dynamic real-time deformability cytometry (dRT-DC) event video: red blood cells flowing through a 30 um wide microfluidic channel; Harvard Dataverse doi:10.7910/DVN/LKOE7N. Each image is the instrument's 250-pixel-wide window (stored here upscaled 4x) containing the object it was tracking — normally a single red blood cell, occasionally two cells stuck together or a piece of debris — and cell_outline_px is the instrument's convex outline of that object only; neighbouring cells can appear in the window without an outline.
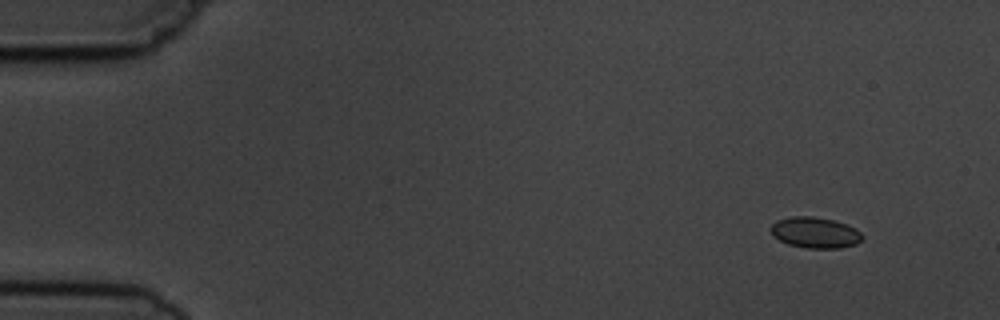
{"species": "common noctule bat (a hibernating species)", "species_latin": "Nyctalus noctula", "temperature_condition": "cold", "stored_images_in_passage": 6, "camera_frame_rate_fps": 3000, "um_per_image_px": 0.085, "animal": {"sex": "male", "body_mass_g": 19.5, "forearm_length_mm": 54.6}, "frame": {"image": 1, "passage_image": 2, "time_ms": 1.0, "image_size_px": [1000, 320], "cell_outline_px": [[864, 236], [856, 244], [840, 248], [808, 248], [788, 244], [772, 236], [768, 228], [776, 220], [792, 216], [812, 216], [832, 220], [848, 224], [856, 228]], "centroid_in_image_um": [69.26, 19.76], "position_along_channel_um": 15.7, "area_um2": 16.65}}